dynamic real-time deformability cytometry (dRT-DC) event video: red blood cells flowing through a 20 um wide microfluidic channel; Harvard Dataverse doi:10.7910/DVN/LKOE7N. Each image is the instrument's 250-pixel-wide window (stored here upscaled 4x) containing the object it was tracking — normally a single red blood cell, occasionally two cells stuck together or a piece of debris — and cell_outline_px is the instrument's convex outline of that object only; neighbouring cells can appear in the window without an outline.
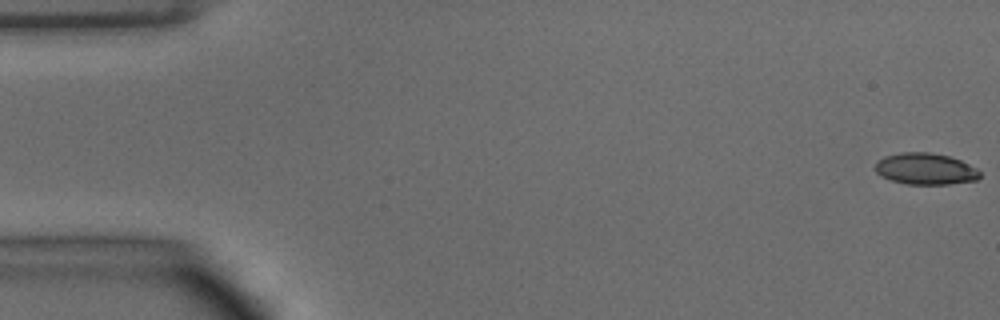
{"species": "common noctule bat (a hibernating species)", "species_latin": "Nyctalus noctula", "temperature_condition": "warm", "stored_images_in_passage": 46, "camera_frame_rate_fps": 3000, "um_per_image_px": 0.085, "animal": {"sex": "male", "body_mass_g": 15.6}, "frame": {"image": 1, "passage_image": 1, "time_ms": 0.0, "image_size_px": [1000, 320], "cell_outline_px": [[980, 176], [976, 180], [948, 184], [908, 184], [892, 180], [880, 176], [876, 172], [876, 164], [884, 156], [900, 152], [928, 152], [948, 156], [960, 160], [976, 168], [980, 172]], "centroid_in_image_um": [78.66, 14.35], "position_along_channel_um": 6.3, "area_um2": 19.02}}
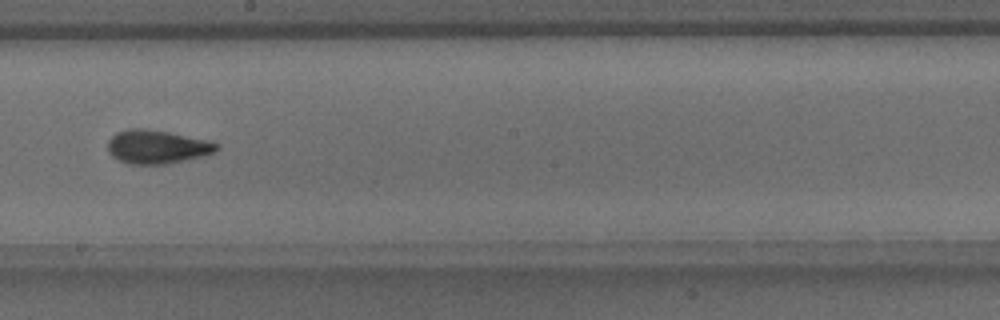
{"frame": {"image": 2, "passage_image": 28, "time_ms": 9.0, "image_size_px": [1000, 320], "cell_outline_px": [[220, 148], [216, 152], [204, 156], [164, 164], [132, 164], [120, 160], [112, 156], [108, 152], [108, 140], [116, 132], [128, 128], [144, 128], [168, 132], [208, 140], [220, 144]], "centroid_in_image_um": [13.37, 12.47], "position_along_channel_um": 234.8, "area_um2": 21.39}}
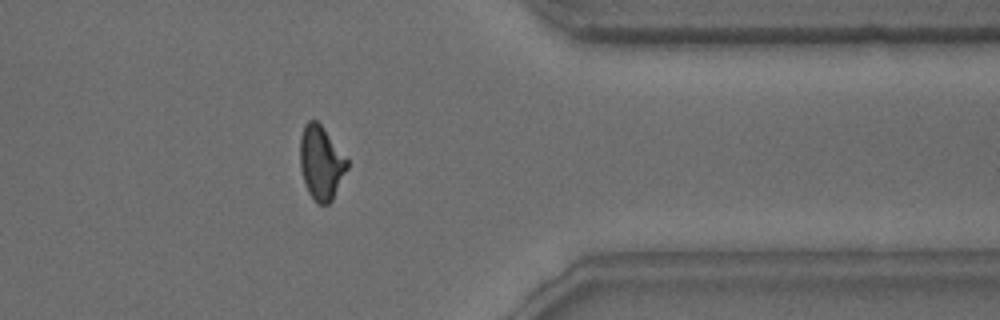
{"frame": {"image": 3, "passage_image": 40, "time_ms": 13.0, "image_size_px": [1000, 320], "cell_outline_px": [[348, 168], [332, 200], [328, 204], [320, 204], [308, 192], [300, 168], [300, 136], [304, 124], [308, 120], [316, 120], [324, 128], [348, 160]], "centroid_in_image_um": [27.29, 13.8], "position_along_channel_um": 384.1, "area_um2": 20.11}, "authors_computed_cell_mechanics": {"area_um2": 20.1722, "velocity_mm_per_s": 4.0891, "shape_relaxation_time_tau1_ms": 5.9404, "shape_relaxation_time_tau2_ms": 1.5466, "deformation_change_tau1": 0.1833, "deformation_change_tau2": 0.0716}}